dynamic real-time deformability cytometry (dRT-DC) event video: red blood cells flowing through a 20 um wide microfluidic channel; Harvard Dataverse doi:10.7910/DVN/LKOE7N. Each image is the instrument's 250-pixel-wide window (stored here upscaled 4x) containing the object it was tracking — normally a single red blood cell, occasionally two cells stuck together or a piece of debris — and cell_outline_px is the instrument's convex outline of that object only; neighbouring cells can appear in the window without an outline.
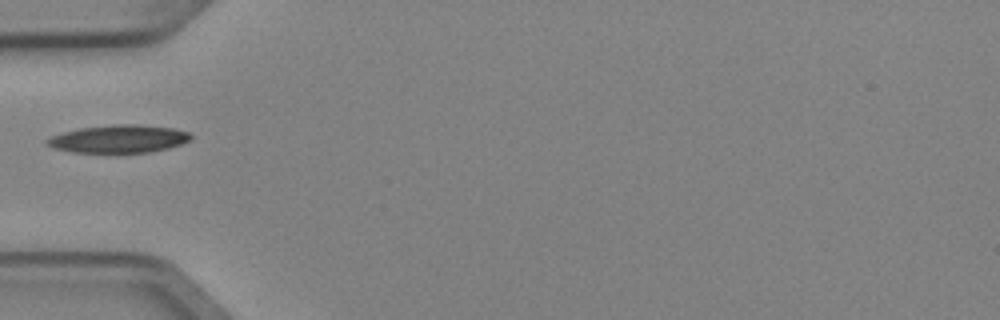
{"species": "Egyptian fruit bat (a non-hibernating species)", "species_latin": "Rousettus aegyptiacus", "temperature_condition": "cold", "stored_images_in_passage": 1, "camera_frame_rate_fps": 3000, "um_per_image_px": 0.085, "animal": {"sex": "female"}, "frame": {"image": 1, "passage_image": 1, "time_ms": 0.0, "image_size_px": [1000, 320], "cell_outline_px": [[192, 140], [168, 148], [148, 152], [72, 152], [56, 148], [44, 144], [44, 140], [52, 136], [64, 132], [80, 128], [116, 124], [140, 124], [172, 128], [188, 132], [192, 136]], "centroid_in_image_um": [10.1, 11.8], "position_along_channel_um": 74.9, "area_um2": 23.18}}